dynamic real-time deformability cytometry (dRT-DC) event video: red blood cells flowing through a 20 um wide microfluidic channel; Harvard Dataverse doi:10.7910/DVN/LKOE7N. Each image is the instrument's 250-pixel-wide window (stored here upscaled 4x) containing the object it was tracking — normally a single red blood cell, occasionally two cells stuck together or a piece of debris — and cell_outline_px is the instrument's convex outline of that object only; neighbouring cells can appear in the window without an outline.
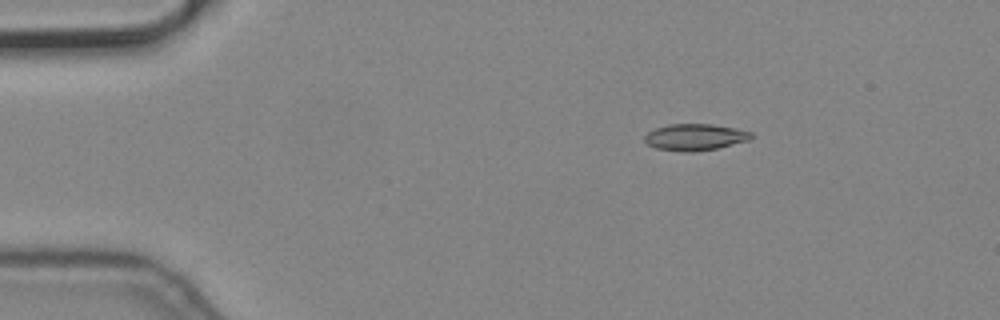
{"species": "common noctule bat (a hibernating species)", "species_latin": "Nyctalus noctula", "temperature_condition": "cold", "stored_images_in_passage": 4, "camera_frame_rate_fps": 3000, "um_per_image_px": 0.085, "animal": {"sex": "male", "body_mass_g": 19.2, "forearm_length_mm": 51.8}, "frame": {"image": 1, "passage_image": 1, "time_ms": 0.0, "image_size_px": [1000, 320], "cell_outline_px": [[752, 140], [716, 148], [692, 152], [684, 152], [656, 148], [648, 144], [644, 140], [644, 136], [648, 132], [656, 128], [668, 124], [712, 124], [736, 128], [752, 132]], "centroid_in_image_um": [59.1, 11.65], "position_along_channel_um": 25.9, "area_um2": 16.53}}
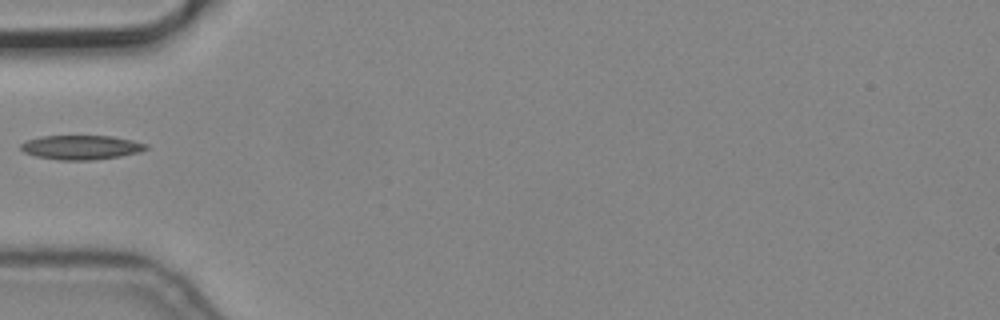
{"frame": {"image": 2, "passage_image": 4, "time_ms": 1.0, "image_size_px": [1000, 320], "cell_outline_px": [[148, 148], [140, 152], [120, 156], [92, 160], [60, 160], [36, 156], [24, 152], [20, 148], [20, 144], [28, 140], [40, 136], [112, 136], [132, 140], [148, 144]], "centroid_in_image_um": [6.91, 12.52], "position_along_channel_um": 78.1, "area_um2": 17.69}}